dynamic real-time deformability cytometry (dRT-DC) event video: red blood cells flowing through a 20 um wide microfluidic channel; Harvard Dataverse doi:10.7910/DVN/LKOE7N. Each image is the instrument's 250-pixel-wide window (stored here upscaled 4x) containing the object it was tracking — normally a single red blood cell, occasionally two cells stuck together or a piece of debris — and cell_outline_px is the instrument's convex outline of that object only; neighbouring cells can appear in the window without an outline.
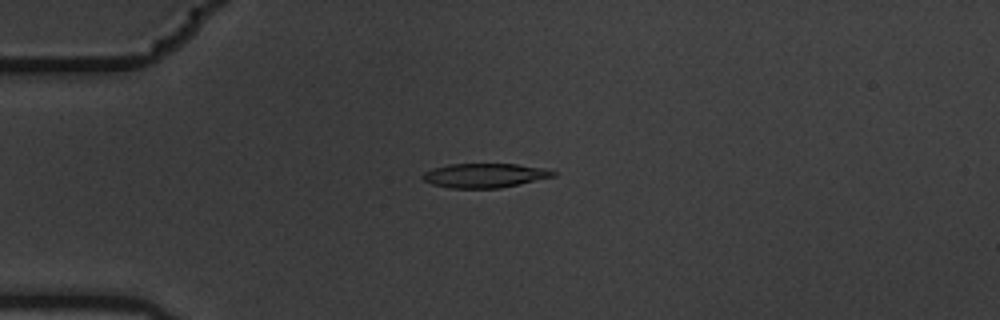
{"species": "common noctule bat (a hibernating species)", "species_latin": "Nyctalus noctula", "temperature_condition": "warm", "stored_images_in_passage": 5, "camera_frame_rate_fps": 3000, "um_per_image_px": 0.085, "animal": {"sex": "male", "body_mass_g": 19.5, "forearm_length_mm": 54.6}, "frame": {"image": 1, "passage_image": 4, "time_ms": 1.0, "image_size_px": [1000, 320], "cell_outline_px": [[556, 176], [500, 188], [452, 188], [432, 184], [424, 180], [420, 176], [424, 172], [432, 168], [448, 164], [516, 164], [544, 168], [556, 172]], "centroid_in_image_um": [41.18, 14.91], "position_along_channel_um": 43.8, "area_um2": 18.44}}